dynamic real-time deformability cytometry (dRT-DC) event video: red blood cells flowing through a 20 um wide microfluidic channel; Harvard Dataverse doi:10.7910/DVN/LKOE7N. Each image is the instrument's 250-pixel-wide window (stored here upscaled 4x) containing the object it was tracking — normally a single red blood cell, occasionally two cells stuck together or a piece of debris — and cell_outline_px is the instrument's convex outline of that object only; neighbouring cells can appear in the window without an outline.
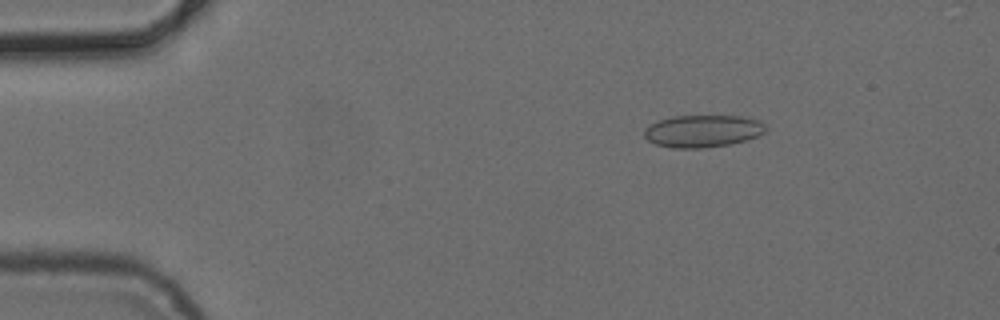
{"species": "common noctule bat (a hibernating species)", "species_latin": "Nyctalus noctula", "temperature_condition": "cold", "stored_images_in_passage": 5, "camera_frame_rate_fps": 3000, "um_per_image_px": 0.085, "animal": {"sex": "female", "body_mass_g": 24.6, "forearm_length_mm": 56.2}, "frame": {"image": 1, "passage_image": 3, "time_ms": 2.333, "image_size_px": [1000, 320], "cell_outline_px": [[764, 132], [756, 136], [732, 144], [704, 148], [672, 148], [656, 144], [648, 140], [644, 136], [644, 128], [660, 120], [672, 116], [740, 116], [760, 120], [764, 124]], "centroid_in_image_um": [59.71, 11.14], "position_along_channel_um": 25.3, "area_um2": 22.72}}